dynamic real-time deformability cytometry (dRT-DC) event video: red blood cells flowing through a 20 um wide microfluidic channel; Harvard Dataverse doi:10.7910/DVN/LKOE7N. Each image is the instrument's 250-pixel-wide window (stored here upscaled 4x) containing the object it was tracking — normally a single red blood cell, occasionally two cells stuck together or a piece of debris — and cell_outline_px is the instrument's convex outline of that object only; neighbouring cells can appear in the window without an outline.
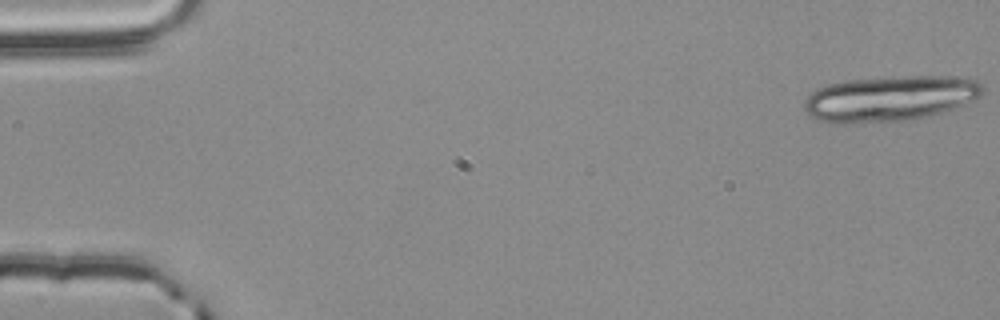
{"species": "common noctule bat (a hibernating species)", "species_latin": "Nyctalus noctula", "temperature_condition": "room temperature", "stored_images_in_passage": 23, "camera_frame_rate_fps": 3000, "um_per_image_px": 0.085, "animal": {"sex": "male", "body_mass_g": 20.4}, "frame": {"image": 1, "passage_image": 1, "time_ms": 0.0, "image_size_px": [1000, 320], "cell_outline_px": [[984, 92], [980, 96], [964, 104], [928, 116], [904, 120], [860, 124], [844, 124], [816, 120], [804, 108], [804, 100], [816, 88], [828, 84], [844, 80], [900, 76], [948, 76], [976, 80], [984, 88]], "centroid_in_image_um": [75.59, 8.37], "position_along_channel_um": 9.4, "area_um2": 47.4}}